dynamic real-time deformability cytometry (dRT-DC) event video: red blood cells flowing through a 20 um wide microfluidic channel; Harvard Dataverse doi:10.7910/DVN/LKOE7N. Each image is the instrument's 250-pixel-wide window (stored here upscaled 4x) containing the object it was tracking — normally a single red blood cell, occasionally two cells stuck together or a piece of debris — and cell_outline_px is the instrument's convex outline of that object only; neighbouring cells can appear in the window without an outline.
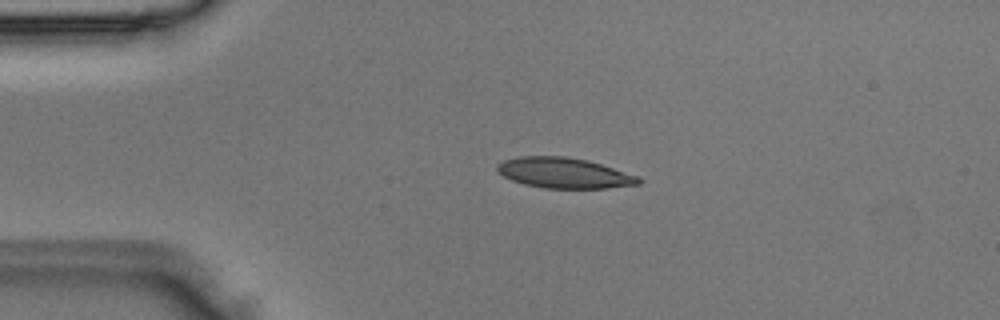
{"species": "Egyptian fruit bat (a non-hibernating species)", "species_latin": "Rousettus aegyptiacus", "temperature_condition": "room temperature", "stored_images_in_passage": 3, "camera_frame_rate_fps": 3000, "um_per_image_px": 0.085, "animal": {"sex": "male"}, "frame": {"image": 1, "passage_image": 2, "time_ms": 0.333, "image_size_px": [1000, 320], "cell_outline_px": [[644, 180], [640, 184], [608, 188], [544, 188], [524, 184], [512, 180], [496, 172], [496, 164], [504, 160], [520, 156], [564, 156], [588, 160], [640, 176]], "centroid_in_image_um": [47.97, 14.7], "position_along_channel_um": 37.0, "area_um2": 25.32}}